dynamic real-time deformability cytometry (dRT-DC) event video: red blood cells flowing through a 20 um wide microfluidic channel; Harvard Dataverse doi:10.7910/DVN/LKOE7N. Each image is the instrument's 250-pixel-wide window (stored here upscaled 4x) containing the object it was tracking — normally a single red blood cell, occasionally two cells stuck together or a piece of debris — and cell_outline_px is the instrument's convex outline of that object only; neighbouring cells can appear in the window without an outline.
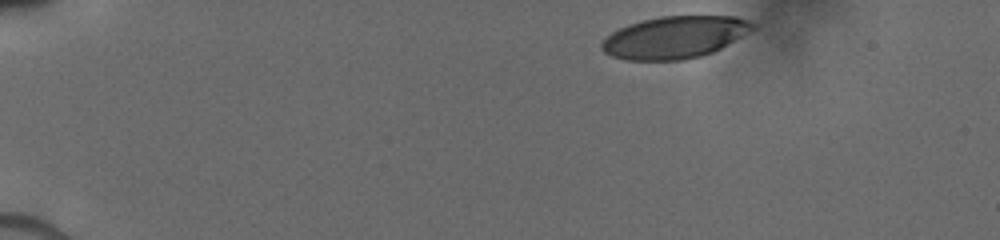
{"species": "human", "species_latin": "Homo sapiens", "temperature_condition": "cold", "stored_images_in_passage": 19, "camera_frame_rate_fps": 3000, "um_per_image_px": 0.085, "donor": {"sex": "male"}, "frame": {"image": 1, "passage_image": 1, "time_ms": 0.0, "image_size_px": [1000, 240], "cell_outline_px": [[756, 28], [720, 48], [712, 52], [700, 56], [684, 60], [624, 60], [612, 56], [604, 52], [600, 48], [600, 44], [612, 32], [628, 24], [660, 16], [736, 16], [748, 20], [756, 24]], "centroid_in_image_um": [57.35, 3.17], "position_along_channel_um": 27.7, "area_um2": 36.99}}
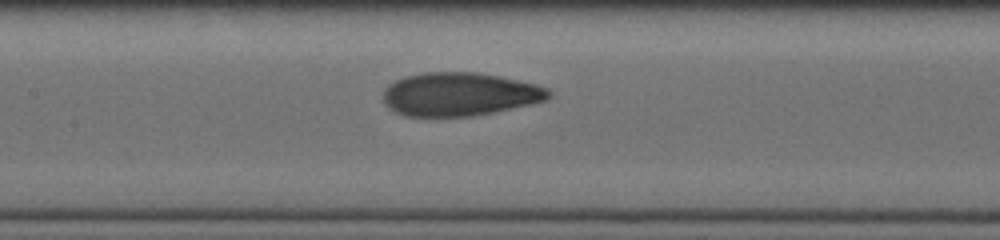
{"frame": {"image": 2, "passage_image": 11, "time_ms": 6.0, "image_size_px": [1000, 240], "cell_outline_px": [[552, 92], [544, 100], [532, 104], [472, 116], [404, 116], [396, 112], [384, 104], [384, 88], [388, 84], [404, 76], [424, 72], [480, 72], [536, 84], [548, 88]], "centroid_in_image_um": [39.04, 8.0], "position_along_channel_um": 168.4, "area_um2": 41.85}}
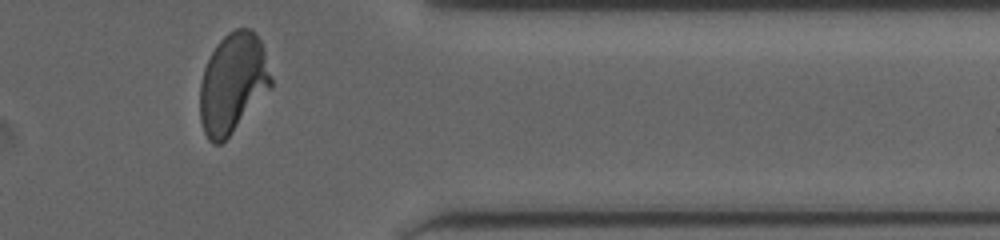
{"frame": {"image": 3, "passage_image": 19, "time_ms": 11.667, "image_size_px": [1000, 240], "cell_outline_px": [[272, 88], [232, 132], [220, 144], [212, 144], [208, 140], [204, 132], [200, 120], [200, 84], [204, 68], [216, 44], [228, 32], [236, 28], [252, 28], [260, 40], [264, 48], [272, 80]], "centroid_in_image_um": [19.79, 7.06], "position_along_channel_um": 391.6, "area_um2": 41.5}}